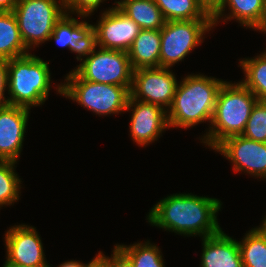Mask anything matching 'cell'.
<instances>
[{"label":"cell","mask_w":266,"mask_h":267,"mask_svg":"<svg viewBox=\"0 0 266 267\" xmlns=\"http://www.w3.org/2000/svg\"><path fill=\"white\" fill-rule=\"evenodd\" d=\"M259 32H264L266 34V14H265V17H264V20L261 24V26L257 29Z\"/></svg>","instance_id":"obj_34"},{"label":"cell","mask_w":266,"mask_h":267,"mask_svg":"<svg viewBox=\"0 0 266 267\" xmlns=\"http://www.w3.org/2000/svg\"><path fill=\"white\" fill-rule=\"evenodd\" d=\"M258 228L266 235V216L264 217L262 224L259 225Z\"/></svg>","instance_id":"obj_35"},{"label":"cell","mask_w":266,"mask_h":267,"mask_svg":"<svg viewBox=\"0 0 266 267\" xmlns=\"http://www.w3.org/2000/svg\"><path fill=\"white\" fill-rule=\"evenodd\" d=\"M58 84L57 92L99 116L126 112L130 91L119 85L95 83L82 79L74 70Z\"/></svg>","instance_id":"obj_5"},{"label":"cell","mask_w":266,"mask_h":267,"mask_svg":"<svg viewBox=\"0 0 266 267\" xmlns=\"http://www.w3.org/2000/svg\"><path fill=\"white\" fill-rule=\"evenodd\" d=\"M238 245L244 267H266V235L258 227L249 230Z\"/></svg>","instance_id":"obj_23"},{"label":"cell","mask_w":266,"mask_h":267,"mask_svg":"<svg viewBox=\"0 0 266 267\" xmlns=\"http://www.w3.org/2000/svg\"><path fill=\"white\" fill-rule=\"evenodd\" d=\"M212 28L213 20L166 21L161 29L160 67L171 68L184 60Z\"/></svg>","instance_id":"obj_8"},{"label":"cell","mask_w":266,"mask_h":267,"mask_svg":"<svg viewBox=\"0 0 266 267\" xmlns=\"http://www.w3.org/2000/svg\"><path fill=\"white\" fill-rule=\"evenodd\" d=\"M29 111L28 108L12 105L0 108V161L19 160Z\"/></svg>","instance_id":"obj_14"},{"label":"cell","mask_w":266,"mask_h":267,"mask_svg":"<svg viewBox=\"0 0 266 267\" xmlns=\"http://www.w3.org/2000/svg\"><path fill=\"white\" fill-rule=\"evenodd\" d=\"M129 110L132 111L130 136L141 147L157 141L162 132L169 129L167 111L157 104L129 97L126 111Z\"/></svg>","instance_id":"obj_13"},{"label":"cell","mask_w":266,"mask_h":267,"mask_svg":"<svg viewBox=\"0 0 266 267\" xmlns=\"http://www.w3.org/2000/svg\"><path fill=\"white\" fill-rule=\"evenodd\" d=\"M257 97L241 82H224L220 88L209 130L201 143L214 149L224 139L245 130Z\"/></svg>","instance_id":"obj_3"},{"label":"cell","mask_w":266,"mask_h":267,"mask_svg":"<svg viewBox=\"0 0 266 267\" xmlns=\"http://www.w3.org/2000/svg\"><path fill=\"white\" fill-rule=\"evenodd\" d=\"M166 21L213 20L198 0H154Z\"/></svg>","instance_id":"obj_21"},{"label":"cell","mask_w":266,"mask_h":267,"mask_svg":"<svg viewBox=\"0 0 266 267\" xmlns=\"http://www.w3.org/2000/svg\"><path fill=\"white\" fill-rule=\"evenodd\" d=\"M161 30L141 29L127 51L133 70L160 67Z\"/></svg>","instance_id":"obj_18"},{"label":"cell","mask_w":266,"mask_h":267,"mask_svg":"<svg viewBox=\"0 0 266 267\" xmlns=\"http://www.w3.org/2000/svg\"><path fill=\"white\" fill-rule=\"evenodd\" d=\"M94 263H95V257L88 264H84V263H82L80 261H76V260H74V261L70 260V261H66V262L60 264L57 267H91Z\"/></svg>","instance_id":"obj_31"},{"label":"cell","mask_w":266,"mask_h":267,"mask_svg":"<svg viewBox=\"0 0 266 267\" xmlns=\"http://www.w3.org/2000/svg\"><path fill=\"white\" fill-rule=\"evenodd\" d=\"M91 267H99L96 263H94Z\"/></svg>","instance_id":"obj_36"},{"label":"cell","mask_w":266,"mask_h":267,"mask_svg":"<svg viewBox=\"0 0 266 267\" xmlns=\"http://www.w3.org/2000/svg\"><path fill=\"white\" fill-rule=\"evenodd\" d=\"M29 54L12 11H0V59H13Z\"/></svg>","instance_id":"obj_20"},{"label":"cell","mask_w":266,"mask_h":267,"mask_svg":"<svg viewBox=\"0 0 266 267\" xmlns=\"http://www.w3.org/2000/svg\"><path fill=\"white\" fill-rule=\"evenodd\" d=\"M213 150L231 161L234 172L266 178V143L235 135L224 139Z\"/></svg>","instance_id":"obj_10"},{"label":"cell","mask_w":266,"mask_h":267,"mask_svg":"<svg viewBox=\"0 0 266 267\" xmlns=\"http://www.w3.org/2000/svg\"><path fill=\"white\" fill-rule=\"evenodd\" d=\"M111 257L100 251L95 256V263L99 267H134L132 261L115 245Z\"/></svg>","instance_id":"obj_28"},{"label":"cell","mask_w":266,"mask_h":267,"mask_svg":"<svg viewBox=\"0 0 266 267\" xmlns=\"http://www.w3.org/2000/svg\"><path fill=\"white\" fill-rule=\"evenodd\" d=\"M17 0H0V11H13Z\"/></svg>","instance_id":"obj_32"},{"label":"cell","mask_w":266,"mask_h":267,"mask_svg":"<svg viewBox=\"0 0 266 267\" xmlns=\"http://www.w3.org/2000/svg\"><path fill=\"white\" fill-rule=\"evenodd\" d=\"M245 74L240 82L255 94L258 100L266 101V50L253 57L239 60Z\"/></svg>","instance_id":"obj_22"},{"label":"cell","mask_w":266,"mask_h":267,"mask_svg":"<svg viewBox=\"0 0 266 267\" xmlns=\"http://www.w3.org/2000/svg\"><path fill=\"white\" fill-rule=\"evenodd\" d=\"M227 6L230 10L228 16L225 14ZM265 14L266 0H224L221 6L212 14V19L214 26L220 20L222 21L223 18L224 22H226L225 20L236 19L243 27L257 30L261 26Z\"/></svg>","instance_id":"obj_17"},{"label":"cell","mask_w":266,"mask_h":267,"mask_svg":"<svg viewBox=\"0 0 266 267\" xmlns=\"http://www.w3.org/2000/svg\"><path fill=\"white\" fill-rule=\"evenodd\" d=\"M116 246L132 261L134 267H165L161 250L149 240L129 246L123 244Z\"/></svg>","instance_id":"obj_24"},{"label":"cell","mask_w":266,"mask_h":267,"mask_svg":"<svg viewBox=\"0 0 266 267\" xmlns=\"http://www.w3.org/2000/svg\"><path fill=\"white\" fill-rule=\"evenodd\" d=\"M14 161H0V208L11 206L20 199L21 179L15 172Z\"/></svg>","instance_id":"obj_25"},{"label":"cell","mask_w":266,"mask_h":267,"mask_svg":"<svg viewBox=\"0 0 266 267\" xmlns=\"http://www.w3.org/2000/svg\"><path fill=\"white\" fill-rule=\"evenodd\" d=\"M53 39L60 47H67L71 52L77 53L76 59L79 61L86 50L95 45L94 25L65 13L55 24L48 41Z\"/></svg>","instance_id":"obj_15"},{"label":"cell","mask_w":266,"mask_h":267,"mask_svg":"<svg viewBox=\"0 0 266 267\" xmlns=\"http://www.w3.org/2000/svg\"><path fill=\"white\" fill-rule=\"evenodd\" d=\"M105 0H63L66 13H76L81 18L91 16Z\"/></svg>","instance_id":"obj_27"},{"label":"cell","mask_w":266,"mask_h":267,"mask_svg":"<svg viewBox=\"0 0 266 267\" xmlns=\"http://www.w3.org/2000/svg\"><path fill=\"white\" fill-rule=\"evenodd\" d=\"M177 85V78L170 68H139L133 71L130 97L157 104L167 111L173 103Z\"/></svg>","instance_id":"obj_9"},{"label":"cell","mask_w":266,"mask_h":267,"mask_svg":"<svg viewBox=\"0 0 266 267\" xmlns=\"http://www.w3.org/2000/svg\"><path fill=\"white\" fill-rule=\"evenodd\" d=\"M94 24L95 46L102 49L128 51L140 27L116 6L106 9Z\"/></svg>","instance_id":"obj_11"},{"label":"cell","mask_w":266,"mask_h":267,"mask_svg":"<svg viewBox=\"0 0 266 267\" xmlns=\"http://www.w3.org/2000/svg\"><path fill=\"white\" fill-rule=\"evenodd\" d=\"M98 49L94 45L86 50L80 59L81 63L73 70L84 80L124 86L130 91L134 70L128 53L122 50Z\"/></svg>","instance_id":"obj_7"},{"label":"cell","mask_w":266,"mask_h":267,"mask_svg":"<svg viewBox=\"0 0 266 267\" xmlns=\"http://www.w3.org/2000/svg\"><path fill=\"white\" fill-rule=\"evenodd\" d=\"M209 14H213L224 2V0H198Z\"/></svg>","instance_id":"obj_30"},{"label":"cell","mask_w":266,"mask_h":267,"mask_svg":"<svg viewBox=\"0 0 266 267\" xmlns=\"http://www.w3.org/2000/svg\"><path fill=\"white\" fill-rule=\"evenodd\" d=\"M5 263L26 266H50L45 258L41 237L33 226L20 224L10 227L5 233Z\"/></svg>","instance_id":"obj_12"},{"label":"cell","mask_w":266,"mask_h":267,"mask_svg":"<svg viewBox=\"0 0 266 267\" xmlns=\"http://www.w3.org/2000/svg\"><path fill=\"white\" fill-rule=\"evenodd\" d=\"M12 12L28 50L48 41L55 24L66 13L63 0H17Z\"/></svg>","instance_id":"obj_6"},{"label":"cell","mask_w":266,"mask_h":267,"mask_svg":"<svg viewBox=\"0 0 266 267\" xmlns=\"http://www.w3.org/2000/svg\"><path fill=\"white\" fill-rule=\"evenodd\" d=\"M116 7L140 29L161 30L166 20L154 0H120Z\"/></svg>","instance_id":"obj_19"},{"label":"cell","mask_w":266,"mask_h":267,"mask_svg":"<svg viewBox=\"0 0 266 267\" xmlns=\"http://www.w3.org/2000/svg\"><path fill=\"white\" fill-rule=\"evenodd\" d=\"M221 207L222 202L216 198L176 193L155 204L147 215V222L181 236L205 238L222 230L217 219Z\"/></svg>","instance_id":"obj_1"},{"label":"cell","mask_w":266,"mask_h":267,"mask_svg":"<svg viewBox=\"0 0 266 267\" xmlns=\"http://www.w3.org/2000/svg\"><path fill=\"white\" fill-rule=\"evenodd\" d=\"M3 267H34V266H26V265L16 264V263H4ZM42 267H50V266H42Z\"/></svg>","instance_id":"obj_33"},{"label":"cell","mask_w":266,"mask_h":267,"mask_svg":"<svg viewBox=\"0 0 266 267\" xmlns=\"http://www.w3.org/2000/svg\"><path fill=\"white\" fill-rule=\"evenodd\" d=\"M8 87V68L7 60L0 59V108L9 105L8 99H6L5 92Z\"/></svg>","instance_id":"obj_29"},{"label":"cell","mask_w":266,"mask_h":267,"mask_svg":"<svg viewBox=\"0 0 266 267\" xmlns=\"http://www.w3.org/2000/svg\"><path fill=\"white\" fill-rule=\"evenodd\" d=\"M200 267H244L238 241L221 230L202 238Z\"/></svg>","instance_id":"obj_16"},{"label":"cell","mask_w":266,"mask_h":267,"mask_svg":"<svg viewBox=\"0 0 266 267\" xmlns=\"http://www.w3.org/2000/svg\"><path fill=\"white\" fill-rule=\"evenodd\" d=\"M243 137L266 143V101L258 100L253 106Z\"/></svg>","instance_id":"obj_26"},{"label":"cell","mask_w":266,"mask_h":267,"mask_svg":"<svg viewBox=\"0 0 266 267\" xmlns=\"http://www.w3.org/2000/svg\"><path fill=\"white\" fill-rule=\"evenodd\" d=\"M48 64L30 53L7 60L9 105L31 109L44 104L52 81Z\"/></svg>","instance_id":"obj_4"},{"label":"cell","mask_w":266,"mask_h":267,"mask_svg":"<svg viewBox=\"0 0 266 267\" xmlns=\"http://www.w3.org/2000/svg\"><path fill=\"white\" fill-rule=\"evenodd\" d=\"M224 82L202 74L182 78L167 110L169 128L188 129L202 122L211 123L217 95Z\"/></svg>","instance_id":"obj_2"}]
</instances>
